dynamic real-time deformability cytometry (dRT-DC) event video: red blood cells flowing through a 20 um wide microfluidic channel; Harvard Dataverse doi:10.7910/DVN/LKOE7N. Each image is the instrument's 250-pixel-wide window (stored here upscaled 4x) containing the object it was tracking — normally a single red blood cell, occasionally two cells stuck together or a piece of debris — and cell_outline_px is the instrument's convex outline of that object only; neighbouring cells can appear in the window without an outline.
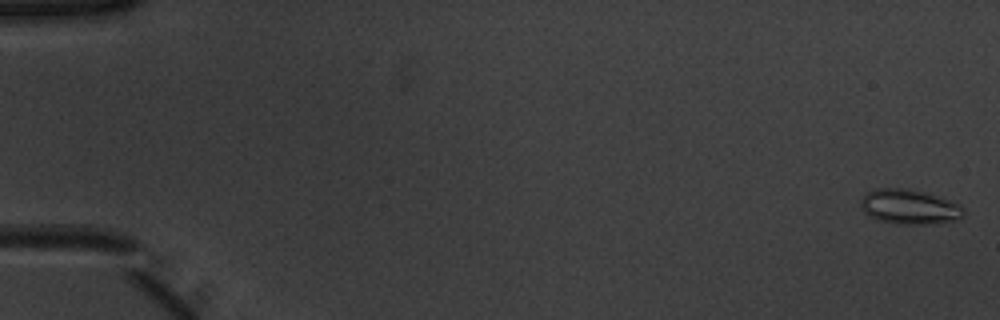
{"species": "common noctule bat (a hibernating species)", "species_latin": "Nyctalus noctula", "temperature_condition": "warm", "stored_images_in_passage": 53, "camera_frame_rate_fps": 3000, "um_per_image_px": 0.085, "animal": {"sex": "male", "body_mass_g": 20.1, "forearm_length_mm": 53.5}, "frame": {"image": 1, "passage_image": 1, "time_ms": 0.0, "image_size_px": [1000, 320], "cell_outline_px": [[964, 216], [956, 220], [936, 224], [900, 224], [880, 220], [868, 216], [864, 212], [860, 204], [860, 200], [868, 192], [876, 188], [908, 188], [924, 192], [960, 204], [964, 208]], "centroid_in_image_um": [77.31, 17.58], "position_along_channel_um": 7.7, "area_um2": 20.92}}
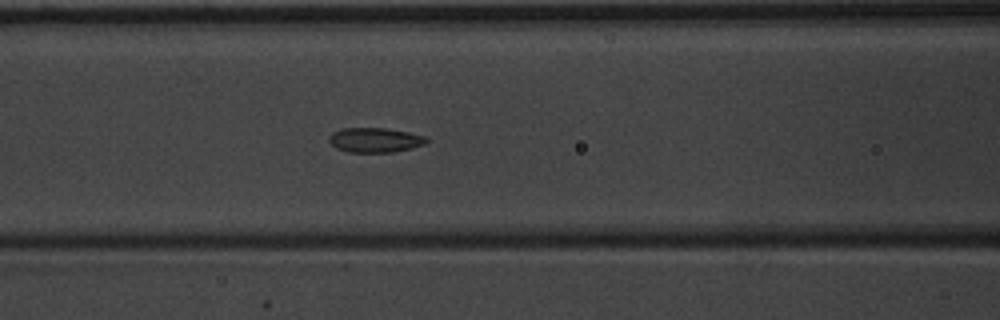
{"frame": {"image": 2, "passage_image": 23, "time_ms": 7.333, "image_size_px": [1000, 320], "cell_outline_px": [[428, 144], [412, 148], [392, 152], [348, 152], [336, 148], [328, 140], [328, 136], [332, 132], [340, 128], [388, 128], [428, 136]], "centroid_in_image_um": [31.9, 11.89], "position_along_channel_um": 134.7, "area_um2": 14.28}}
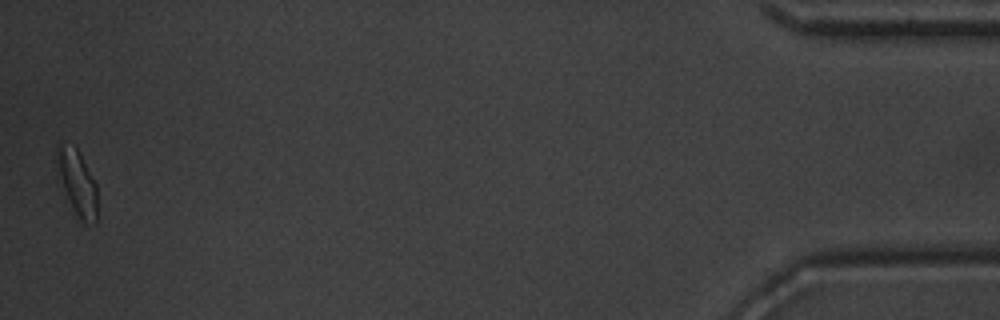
{"frame": {"image": 3, "passage_image": 52, "time_ms": 17.0, "image_size_px": [1000, 320], "cell_outline_px": [[96, 224], [84, 224], [76, 216], [64, 188], [60, 172], [56, 152], [56, 144], [60, 144], [76, 148], [80, 152], [96, 184]], "centroid_in_image_um": [6.61, 15.58], "position_along_channel_um": 428.6, "area_um2": 14.74}}